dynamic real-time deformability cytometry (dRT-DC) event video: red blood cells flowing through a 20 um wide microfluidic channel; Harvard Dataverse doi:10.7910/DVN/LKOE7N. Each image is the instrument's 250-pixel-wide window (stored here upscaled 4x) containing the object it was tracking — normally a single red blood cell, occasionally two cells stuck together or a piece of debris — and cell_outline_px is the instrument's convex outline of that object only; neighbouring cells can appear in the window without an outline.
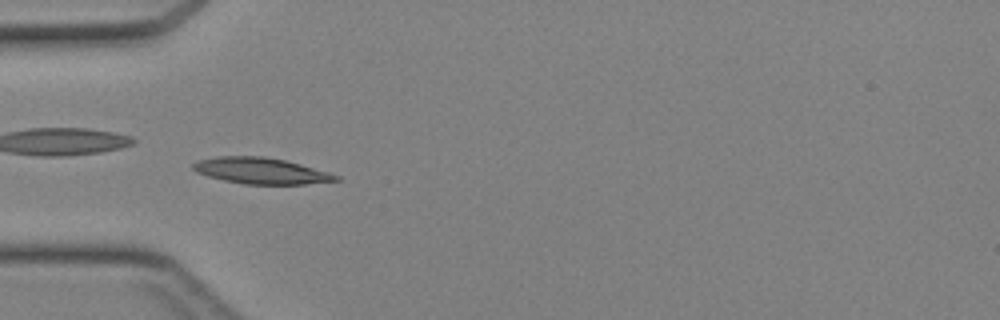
{"species": "Egyptian fruit bat (a non-hibernating species)", "species_latin": "Rousettus aegyptiacus", "temperature_condition": "cold", "stored_images_in_passage": 45, "camera_frame_rate_fps": 3000, "um_per_image_px": 0.085, "animal": {"sex": "female"}, "frame": {"image": 1, "passage_image": 15, "time_ms": 4.667, "image_size_px": [1000, 320], "cell_outline_px": [[340, 180], [304, 184], [244, 184], [224, 180], [208, 176], [196, 172], [192, 168], [192, 164], [196, 160], [216, 156], [264, 156], [284, 160], [300, 164], [328, 172], [340, 176]], "centroid_in_image_um": [22.14, 14.51], "position_along_channel_um": 62.9, "area_um2": 21.73}}
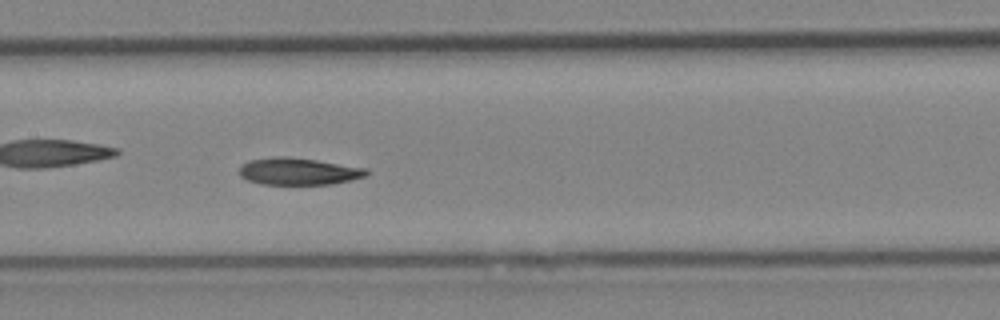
{"frame": {"image": 2, "passage_image": 23, "time_ms": 7.333, "image_size_px": [1000, 320], "cell_outline_px": [[368, 176], [352, 180], [332, 184], [260, 184], [248, 180], [240, 176], [240, 168], [248, 160], [272, 156], [284, 156], [316, 160], [368, 168]], "centroid_in_image_um": [25.4, 14.56], "position_along_channel_um": 182.0, "area_um2": 20.11}}
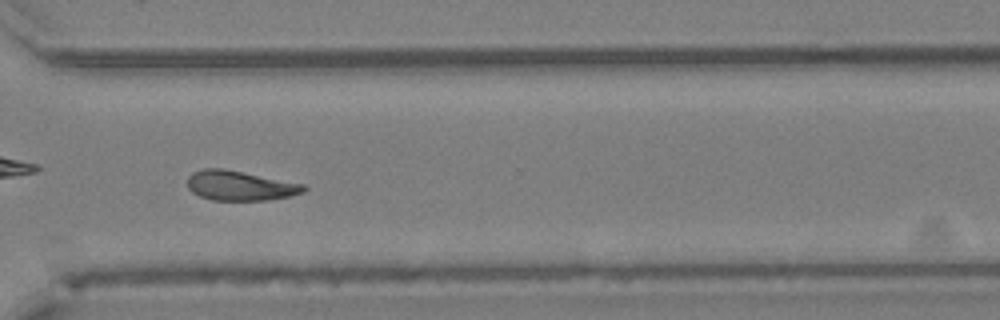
{"frame": {"image": 3, "passage_image": 34, "time_ms": 11.0, "image_size_px": [1000, 320], "cell_outline_px": [[308, 188], [304, 192], [288, 196], [268, 200], [212, 200], [200, 196], [192, 192], [188, 188], [188, 176], [192, 172], [204, 168], [224, 168], [304, 184]], "centroid_in_image_um": [20.39, 15.77], "position_along_channel_um": 350.2, "area_um2": 20.17}}